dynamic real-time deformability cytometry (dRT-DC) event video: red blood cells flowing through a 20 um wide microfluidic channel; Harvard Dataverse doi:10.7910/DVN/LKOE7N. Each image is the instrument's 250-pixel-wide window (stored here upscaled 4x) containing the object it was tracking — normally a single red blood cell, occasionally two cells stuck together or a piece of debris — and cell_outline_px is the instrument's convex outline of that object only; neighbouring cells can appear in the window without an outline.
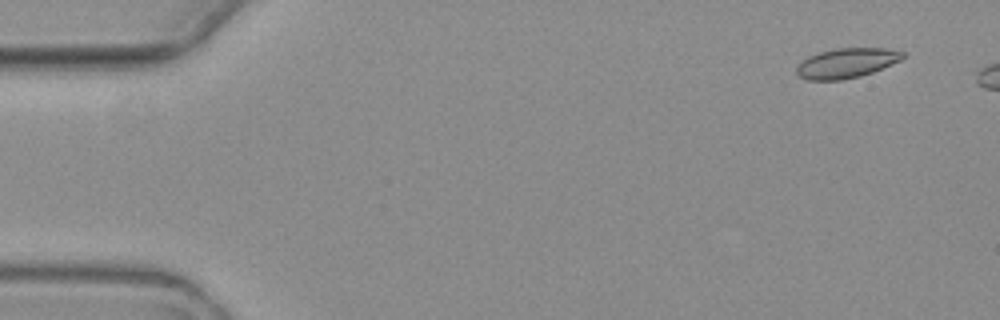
{"species": "common noctule bat (a hibernating species)", "species_latin": "Nyctalus noctula", "temperature_condition": "warm", "stored_images_in_passage": 7, "camera_frame_rate_fps": 3000, "um_per_image_px": 0.085, "animal": {"sex": "female", "body_mass_g": 19.3, "forearm_length_mm": 54.1}, "frame": {"image": 1, "passage_image": 1, "time_ms": 0.0, "image_size_px": [1000, 320], "cell_outline_px": [[904, 56], [900, 60], [872, 72], [860, 76], [840, 80], [808, 80], [800, 76], [796, 72], [796, 68], [808, 56], [820, 52], [836, 48], [884, 48], [904, 52]], "centroid_in_image_um": [71.94, 5.36], "position_along_channel_um": 13.1, "area_um2": 18.15}}
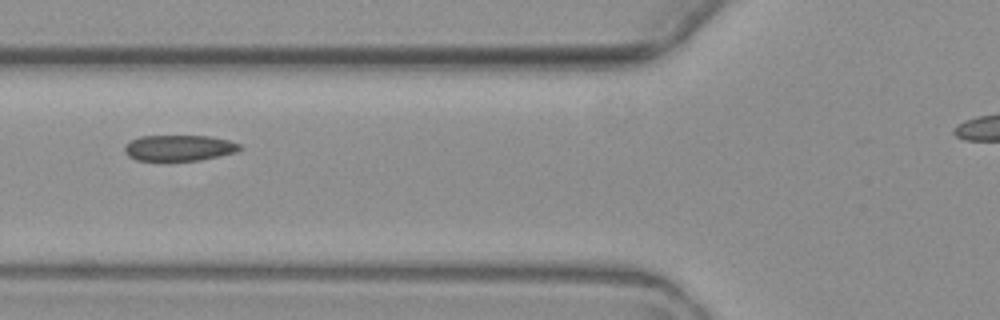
{"frame": {"image": 2, "passage_image": 6, "time_ms": 6.0, "image_size_px": [1000, 320], "cell_outline_px": [[240, 148], [236, 152], [200, 160], [136, 160], [128, 156], [124, 152], [124, 144], [140, 136], [208, 136], [228, 140], [240, 144]], "centroid_in_image_um": [15.18, 12.57], "position_along_channel_um": 110.6, "area_um2": 17.22}}
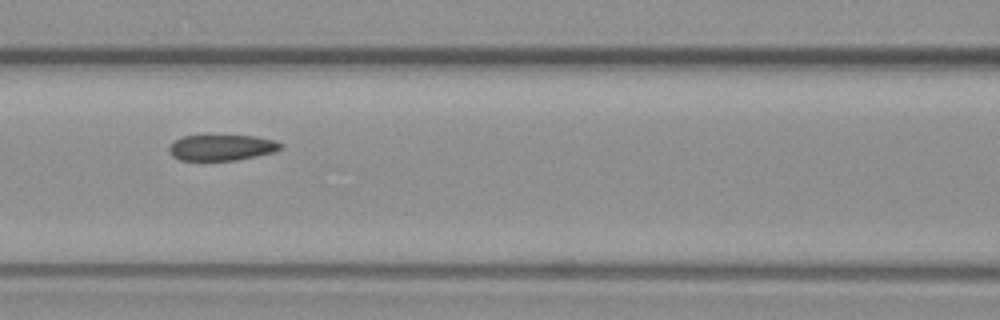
{"frame": {"image": 3, "passage_image": 7, "time_ms": 7.0, "image_size_px": [1000, 320], "cell_outline_px": [[284, 148], [276, 152], [236, 160], [180, 160], [172, 156], [168, 152], [168, 148], [176, 140], [184, 136], [204, 132], [256, 136], [272, 140], [284, 144]], "centroid_in_image_um": [18.85, 12.49], "position_along_channel_um": 147.8, "area_um2": 17.8}}